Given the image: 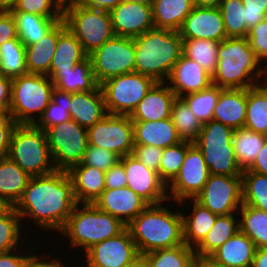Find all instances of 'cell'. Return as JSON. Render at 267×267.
<instances>
[{
    "label": "cell",
    "instance_id": "obj_1",
    "mask_svg": "<svg viewBox=\"0 0 267 267\" xmlns=\"http://www.w3.org/2000/svg\"><path fill=\"white\" fill-rule=\"evenodd\" d=\"M78 204L73 182L67 171L56 170L43 176L29 179L20 200L13 207L24 220L43 232L60 231ZM30 217V219H29Z\"/></svg>",
    "mask_w": 267,
    "mask_h": 267
},
{
    "label": "cell",
    "instance_id": "obj_2",
    "mask_svg": "<svg viewBox=\"0 0 267 267\" xmlns=\"http://www.w3.org/2000/svg\"><path fill=\"white\" fill-rule=\"evenodd\" d=\"M167 202L148 205L126 226L139 254L185 244L180 209L168 208Z\"/></svg>",
    "mask_w": 267,
    "mask_h": 267
},
{
    "label": "cell",
    "instance_id": "obj_3",
    "mask_svg": "<svg viewBox=\"0 0 267 267\" xmlns=\"http://www.w3.org/2000/svg\"><path fill=\"white\" fill-rule=\"evenodd\" d=\"M265 67L246 37L226 38L218 46V61L211 82L225 89H249L261 82Z\"/></svg>",
    "mask_w": 267,
    "mask_h": 267
},
{
    "label": "cell",
    "instance_id": "obj_4",
    "mask_svg": "<svg viewBox=\"0 0 267 267\" xmlns=\"http://www.w3.org/2000/svg\"><path fill=\"white\" fill-rule=\"evenodd\" d=\"M134 72L165 82L182 56V38L179 31L152 28L135 39Z\"/></svg>",
    "mask_w": 267,
    "mask_h": 267
},
{
    "label": "cell",
    "instance_id": "obj_5",
    "mask_svg": "<svg viewBox=\"0 0 267 267\" xmlns=\"http://www.w3.org/2000/svg\"><path fill=\"white\" fill-rule=\"evenodd\" d=\"M125 228L118 218L100 210L94 203H78L58 233L67 238L68 246L78 248L81 253V249L85 252L94 244L117 236Z\"/></svg>",
    "mask_w": 267,
    "mask_h": 267
},
{
    "label": "cell",
    "instance_id": "obj_6",
    "mask_svg": "<svg viewBox=\"0 0 267 267\" xmlns=\"http://www.w3.org/2000/svg\"><path fill=\"white\" fill-rule=\"evenodd\" d=\"M54 85L43 74L26 73L12 79L9 112L17 124L35 125L52 100Z\"/></svg>",
    "mask_w": 267,
    "mask_h": 267
},
{
    "label": "cell",
    "instance_id": "obj_7",
    "mask_svg": "<svg viewBox=\"0 0 267 267\" xmlns=\"http://www.w3.org/2000/svg\"><path fill=\"white\" fill-rule=\"evenodd\" d=\"M8 157L30 177L56 171L45 131L33 124H17L12 132Z\"/></svg>",
    "mask_w": 267,
    "mask_h": 267
},
{
    "label": "cell",
    "instance_id": "obj_8",
    "mask_svg": "<svg viewBox=\"0 0 267 267\" xmlns=\"http://www.w3.org/2000/svg\"><path fill=\"white\" fill-rule=\"evenodd\" d=\"M234 130L221 122L210 120L203 124L197 139L193 142L201 151L209 174L241 176L233 148Z\"/></svg>",
    "mask_w": 267,
    "mask_h": 267
},
{
    "label": "cell",
    "instance_id": "obj_9",
    "mask_svg": "<svg viewBox=\"0 0 267 267\" xmlns=\"http://www.w3.org/2000/svg\"><path fill=\"white\" fill-rule=\"evenodd\" d=\"M62 20L87 55L115 36L110 12L84 7L74 0L64 1Z\"/></svg>",
    "mask_w": 267,
    "mask_h": 267
},
{
    "label": "cell",
    "instance_id": "obj_10",
    "mask_svg": "<svg viewBox=\"0 0 267 267\" xmlns=\"http://www.w3.org/2000/svg\"><path fill=\"white\" fill-rule=\"evenodd\" d=\"M155 83L136 72L107 79L100 84L107 114L130 116Z\"/></svg>",
    "mask_w": 267,
    "mask_h": 267
},
{
    "label": "cell",
    "instance_id": "obj_11",
    "mask_svg": "<svg viewBox=\"0 0 267 267\" xmlns=\"http://www.w3.org/2000/svg\"><path fill=\"white\" fill-rule=\"evenodd\" d=\"M56 170L68 171L81 163L88 147L87 129L70 119L45 130Z\"/></svg>",
    "mask_w": 267,
    "mask_h": 267
},
{
    "label": "cell",
    "instance_id": "obj_12",
    "mask_svg": "<svg viewBox=\"0 0 267 267\" xmlns=\"http://www.w3.org/2000/svg\"><path fill=\"white\" fill-rule=\"evenodd\" d=\"M135 40L114 36L88 57L98 85L115 76L134 72Z\"/></svg>",
    "mask_w": 267,
    "mask_h": 267
},
{
    "label": "cell",
    "instance_id": "obj_13",
    "mask_svg": "<svg viewBox=\"0 0 267 267\" xmlns=\"http://www.w3.org/2000/svg\"><path fill=\"white\" fill-rule=\"evenodd\" d=\"M87 132L88 145L109 150L120 158L133 152V122L128 115L107 114Z\"/></svg>",
    "mask_w": 267,
    "mask_h": 267
},
{
    "label": "cell",
    "instance_id": "obj_14",
    "mask_svg": "<svg viewBox=\"0 0 267 267\" xmlns=\"http://www.w3.org/2000/svg\"><path fill=\"white\" fill-rule=\"evenodd\" d=\"M194 199L218 216L238 213L242 205V177L210 174Z\"/></svg>",
    "mask_w": 267,
    "mask_h": 267
},
{
    "label": "cell",
    "instance_id": "obj_15",
    "mask_svg": "<svg viewBox=\"0 0 267 267\" xmlns=\"http://www.w3.org/2000/svg\"><path fill=\"white\" fill-rule=\"evenodd\" d=\"M209 175L201 151L194 143L187 141V152L180 171L167 186L169 201L194 199L202 191Z\"/></svg>",
    "mask_w": 267,
    "mask_h": 267
},
{
    "label": "cell",
    "instance_id": "obj_16",
    "mask_svg": "<svg viewBox=\"0 0 267 267\" xmlns=\"http://www.w3.org/2000/svg\"><path fill=\"white\" fill-rule=\"evenodd\" d=\"M82 253L86 267H125L139 254L127 228Z\"/></svg>",
    "mask_w": 267,
    "mask_h": 267
},
{
    "label": "cell",
    "instance_id": "obj_17",
    "mask_svg": "<svg viewBox=\"0 0 267 267\" xmlns=\"http://www.w3.org/2000/svg\"><path fill=\"white\" fill-rule=\"evenodd\" d=\"M119 161L124 166L129 189L149 205L169 201L167 185L160 179L158 172L146 167L132 154L123 156Z\"/></svg>",
    "mask_w": 267,
    "mask_h": 267
},
{
    "label": "cell",
    "instance_id": "obj_18",
    "mask_svg": "<svg viewBox=\"0 0 267 267\" xmlns=\"http://www.w3.org/2000/svg\"><path fill=\"white\" fill-rule=\"evenodd\" d=\"M110 15L115 36L135 39L154 28L151 5L122 0Z\"/></svg>",
    "mask_w": 267,
    "mask_h": 267
},
{
    "label": "cell",
    "instance_id": "obj_19",
    "mask_svg": "<svg viewBox=\"0 0 267 267\" xmlns=\"http://www.w3.org/2000/svg\"><path fill=\"white\" fill-rule=\"evenodd\" d=\"M179 33L182 40L204 39L221 42L228 38L219 8L194 6Z\"/></svg>",
    "mask_w": 267,
    "mask_h": 267
},
{
    "label": "cell",
    "instance_id": "obj_20",
    "mask_svg": "<svg viewBox=\"0 0 267 267\" xmlns=\"http://www.w3.org/2000/svg\"><path fill=\"white\" fill-rule=\"evenodd\" d=\"M165 83L177 98L207 89L212 84L211 75L196 61L183 54L173 66Z\"/></svg>",
    "mask_w": 267,
    "mask_h": 267
},
{
    "label": "cell",
    "instance_id": "obj_21",
    "mask_svg": "<svg viewBox=\"0 0 267 267\" xmlns=\"http://www.w3.org/2000/svg\"><path fill=\"white\" fill-rule=\"evenodd\" d=\"M94 204L126 226L149 205L128 187L105 189Z\"/></svg>",
    "mask_w": 267,
    "mask_h": 267
},
{
    "label": "cell",
    "instance_id": "obj_22",
    "mask_svg": "<svg viewBox=\"0 0 267 267\" xmlns=\"http://www.w3.org/2000/svg\"><path fill=\"white\" fill-rule=\"evenodd\" d=\"M175 93L165 82H156L130 115L132 121H157L170 118Z\"/></svg>",
    "mask_w": 267,
    "mask_h": 267
},
{
    "label": "cell",
    "instance_id": "obj_23",
    "mask_svg": "<svg viewBox=\"0 0 267 267\" xmlns=\"http://www.w3.org/2000/svg\"><path fill=\"white\" fill-rule=\"evenodd\" d=\"M255 251L254 242L239 230L207 260L218 267H251Z\"/></svg>",
    "mask_w": 267,
    "mask_h": 267
},
{
    "label": "cell",
    "instance_id": "obj_24",
    "mask_svg": "<svg viewBox=\"0 0 267 267\" xmlns=\"http://www.w3.org/2000/svg\"><path fill=\"white\" fill-rule=\"evenodd\" d=\"M70 118L88 129L107 115L100 85L88 92L71 94Z\"/></svg>",
    "mask_w": 267,
    "mask_h": 267
},
{
    "label": "cell",
    "instance_id": "obj_25",
    "mask_svg": "<svg viewBox=\"0 0 267 267\" xmlns=\"http://www.w3.org/2000/svg\"><path fill=\"white\" fill-rule=\"evenodd\" d=\"M247 89H225L220 91L212 119L231 127L243 128L246 119Z\"/></svg>",
    "mask_w": 267,
    "mask_h": 267
},
{
    "label": "cell",
    "instance_id": "obj_26",
    "mask_svg": "<svg viewBox=\"0 0 267 267\" xmlns=\"http://www.w3.org/2000/svg\"><path fill=\"white\" fill-rule=\"evenodd\" d=\"M67 172L72 179L78 203H94L106 189L105 171L101 169L79 163Z\"/></svg>",
    "mask_w": 267,
    "mask_h": 267
},
{
    "label": "cell",
    "instance_id": "obj_27",
    "mask_svg": "<svg viewBox=\"0 0 267 267\" xmlns=\"http://www.w3.org/2000/svg\"><path fill=\"white\" fill-rule=\"evenodd\" d=\"M66 28L65 22L61 20L37 43L25 47L28 73L43 74L49 77L50 64L56 51L59 35Z\"/></svg>",
    "mask_w": 267,
    "mask_h": 267
},
{
    "label": "cell",
    "instance_id": "obj_28",
    "mask_svg": "<svg viewBox=\"0 0 267 267\" xmlns=\"http://www.w3.org/2000/svg\"><path fill=\"white\" fill-rule=\"evenodd\" d=\"M188 201L192 203L190 208L192 211L189 214L187 211L184 213L181 211L183 218V239L188 247L194 249L213 227L218 215L203 207L195 199H185L174 204L181 205L182 207ZM186 212L187 215L185 214Z\"/></svg>",
    "mask_w": 267,
    "mask_h": 267
},
{
    "label": "cell",
    "instance_id": "obj_29",
    "mask_svg": "<svg viewBox=\"0 0 267 267\" xmlns=\"http://www.w3.org/2000/svg\"><path fill=\"white\" fill-rule=\"evenodd\" d=\"M132 122L134 144L153 145L164 149L182 141L170 118L157 121Z\"/></svg>",
    "mask_w": 267,
    "mask_h": 267
},
{
    "label": "cell",
    "instance_id": "obj_30",
    "mask_svg": "<svg viewBox=\"0 0 267 267\" xmlns=\"http://www.w3.org/2000/svg\"><path fill=\"white\" fill-rule=\"evenodd\" d=\"M31 177L9 157L0 160V201L14 207Z\"/></svg>",
    "mask_w": 267,
    "mask_h": 267
},
{
    "label": "cell",
    "instance_id": "obj_31",
    "mask_svg": "<svg viewBox=\"0 0 267 267\" xmlns=\"http://www.w3.org/2000/svg\"><path fill=\"white\" fill-rule=\"evenodd\" d=\"M88 55L75 35L66 28L58 38L56 51L52 58L49 78L52 79L59 71L72 70L75 65L85 60Z\"/></svg>",
    "mask_w": 267,
    "mask_h": 267
},
{
    "label": "cell",
    "instance_id": "obj_32",
    "mask_svg": "<svg viewBox=\"0 0 267 267\" xmlns=\"http://www.w3.org/2000/svg\"><path fill=\"white\" fill-rule=\"evenodd\" d=\"M151 6L155 28L179 31L194 3L193 0H153Z\"/></svg>",
    "mask_w": 267,
    "mask_h": 267
},
{
    "label": "cell",
    "instance_id": "obj_33",
    "mask_svg": "<svg viewBox=\"0 0 267 267\" xmlns=\"http://www.w3.org/2000/svg\"><path fill=\"white\" fill-rule=\"evenodd\" d=\"M237 216H239L238 213L217 216L213 227L194 248L197 259H207L240 230L239 218L237 219Z\"/></svg>",
    "mask_w": 267,
    "mask_h": 267
},
{
    "label": "cell",
    "instance_id": "obj_34",
    "mask_svg": "<svg viewBox=\"0 0 267 267\" xmlns=\"http://www.w3.org/2000/svg\"><path fill=\"white\" fill-rule=\"evenodd\" d=\"M51 80L55 88L70 94L92 91L98 86L89 57L72 70L59 71Z\"/></svg>",
    "mask_w": 267,
    "mask_h": 267
},
{
    "label": "cell",
    "instance_id": "obj_35",
    "mask_svg": "<svg viewBox=\"0 0 267 267\" xmlns=\"http://www.w3.org/2000/svg\"><path fill=\"white\" fill-rule=\"evenodd\" d=\"M16 21L18 39L28 46L37 43L40 39L63 18H46L27 12H11Z\"/></svg>",
    "mask_w": 267,
    "mask_h": 267
},
{
    "label": "cell",
    "instance_id": "obj_36",
    "mask_svg": "<svg viewBox=\"0 0 267 267\" xmlns=\"http://www.w3.org/2000/svg\"><path fill=\"white\" fill-rule=\"evenodd\" d=\"M244 128L267 136V89L261 83L247 89Z\"/></svg>",
    "mask_w": 267,
    "mask_h": 267
},
{
    "label": "cell",
    "instance_id": "obj_37",
    "mask_svg": "<svg viewBox=\"0 0 267 267\" xmlns=\"http://www.w3.org/2000/svg\"><path fill=\"white\" fill-rule=\"evenodd\" d=\"M266 139V135L253 132L244 127L234 130L232 143L236 160L242 171L252 165Z\"/></svg>",
    "mask_w": 267,
    "mask_h": 267
},
{
    "label": "cell",
    "instance_id": "obj_38",
    "mask_svg": "<svg viewBox=\"0 0 267 267\" xmlns=\"http://www.w3.org/2000/svg\"><path fill=\"white\" fill-rule=\"evenodd\" d=\"M238 214L239 228L255 244L256 249L267 247V213L242 204Z\"/></svg>",
    "mask_w": 267,
    "mask_h": 267
},
{
    "label": "cell",
    "instance_id": "obj_39",
    "mask_svg": "<svg viewBox=\"0 0 267 267\" xmlns=\"http://www.w3.org/2000/svg\"><path fill=\"white\" fill-rule=\"evenodd\" d=\"M22 227L21 217L13 207H6L0 212V253L20 248V245L23 246L22 248L25 247V244L31 245L30 243H25L26 240L24 239L27 236L24 235H26L25 230L27 228L24 229Z\"/></svg>",
    "mask_w": 267,
    "mask_h": 267
},
{
    "label": "cell",
    "instance_id": "obj_40",
    "mask_svg": "<svg viewBox=\"0 0 267 267\" xmlns=\"http://www.w3.org/2000/svg\"><path fill=\"white\" fill-rule=\"evenodd\" d=\"M150 267H194L197 260L193 248L186 244L144 254Z\"/></svg>",
    "mask_w": 267,
    "mask_h": 267
},
{
    "label": "cell",
    "instance_id": "obj_41",
    "mask_svg": "<svg viewBox=\"0 0 267 267\" xmlns=\"http://www.w3.org/2000/svg\"><path fill=\"white\" fill-rule=\"evenodd\" d=\"M220 42L204 39L182 40L183 55L196 61L209 75L216 70Z\"/></svg>",
    "mask_w": 267,
    "mask_h": 267
},
{
    "label": "cell",
    "instance_id": "obj_42",
    "mask_svg": "<svg viewBox=\"0 0 267 267\" xmlns=\"http://www.w3.org/2000/svg\"><path fill=\"white\" fill-rule=\"evenodd\" d=\"M26 73L24 44L18 38L3 43L0 46V75L13 79Z\"/></svg>",
    "mask_w": 267,
    "mask_h": 267
},
{
    "label": "cell",
    "instance_id": "obj_43",
    "mask_svg": "<svg viewBox=\"0 0 267 267\" xmlns=\"http://www.w3.org/2000/svg\"><path fill=\"white\" fill-rule=\"evenodd\" d=\"M170 119L181 140L192 143L197 139L203 126L182 98L174 100Z\"/></svg>",
    "mask_w": 267,
    "mask_h": 267
},
{
    "label": "cell",
    "instance_id": "obj_44",
    "mask_svg": "<svg viewBox=\"0 0 267 267\" xmlns=\"http://www.w3.org/2000/svg\"><path fill=\"white\" fill-rule=\"evenodd\" d=\"M242 204L267 213V175L253 171L242 172Z\"/></svg>",
    "mask_w": 267,
    "mask_h": 267
},
{
    "label": "cell",
    "instance_id": "obj_45",
    "mask_svg": "<svg viewBox=\"0 0 267 267\" xmlns=\"http://www.w3.org/2000/svg\"><path fill=\"white\" fill-rule=\"evenodd\" d=\"M222 89L211 84L207 89L186 94L181 98L203 125L212 120L213 111Z\"/></svg>",
    "mask_w": 267,
    "mask_h": 267
},
{
    "label": "cell",
    "instance_id": "obj_46",
    "mask_svg": "<svg viewBox=\"0 0 267 267\" xmlns=\"http://www.w3.org/2000/svg\"><path fill=\"white\" fill-rule=\"evenodd\" d=\"M71 94L54 87L52 100L49 102L42 117L35 124L38 128L46 130L50 126L58 125L70 120Z\"/></svg>",
    "mask_w": 267,
    "mask_h": 267
},
{
    "label": "cell",
    "instance_id": "obj_47",
    "mask_svg": "<svg viewBox=\"0 0 267 267\" xmlns=\"http://www.w3.org/2000/svg\"><path fill=\"white\" fill-rule=\"evenodd\" d=\"M224 22L227 37H247L248 27L245 24V10L241 0H223L218 7Z\"/></svg>",
    "mask_w": 267,
    "mask_h": 267
},
{
    "label": "cell",
    "instance_id": "obj_48",
    "mask_svg": "<svg viewBox=\"0 0 267 267\" xmlns=\"http://www.w3.org/2000/svg\"><path fill=\"white\" fill-rule=\"evenodd\" d=\"M187 152V141L163 149L159 177L168 186L178 175Z\"/></svg>",
    "mask_w": 267,
    "mask_h": 267
},
{
    "label": "cell",
    "instance_id": "obj_49",
    "mask_svg": "<svg viewBox=\"0 0 267 267\" xmlns=\"http://www.w3.org/2000/svg\"><path fill=\"white\" fill-rule=\"evenodd\" d=\"M65 0H17L11 12H27L46 18H63Z\"/></svg>",
    "mask_w": 267,
    "mask_h": 267
},
{
    "label": "cell",
    "instance_id": "obj_50",
    "mask_svg": "<svg viewBox=\"0 0 267 267\" xmlns=\"http://www.w3.org/2000/svg\"><path fill=\"white\" fill-rule=\"evenodd\" d=\"M119 160L120 157L109 150L88 145L81 164L107 171L110 167H113Z\"/></svg>",
    "mask_w": 267,
    "mask_h": 267
},
{
    "label": "cell",
    "instance_id": "obj_51",
    "mask_svg": "<svg viewBox=\"0 0 267 267\" xmlns=\"http://www.w3.org/2000/svg\"><path fill=\"white\" fill-rule=\"evenodd\" d=\"M251 49L259 61L267 67V17L259 24L251 27L247 34Z\"/></svg>",
    "mask_w": 267,
    "mask_h": 267
},
{
    "label": "cell",
    "instance_id": "obj_52",
    "mask_svg": "<svg viewBox=\"0 0 267 267\" xmlns=\"http://www.w3.org/2000/svg\"><path fill=\"white\" fill-rule=\"evenodd\" d=\"M163 149L153 145L134 144L132 155L140 160L146 167L159 174L160 160Z\"/></svg>",
    "mask_w": 267,
    "mask_h": 267
},
{
    "label": "cell",
    "instance_id": "obj_53",
    "mask_svg": "<svg viewBox=\"0 0 267 267\" xmlns=\"http://www.w3.org/2000/svg\"><path fill=\"white\" fill-rule=\"evenodd\" d=\"M245 10V24L248 29L267 17V0H241Z\"/></svg>",
    "mask_w": 267,
    "mask_h": 267
},
{
    "label": "cell",
    "instance_id": "obj_54",
    "mask_svg": "<svg viewBox=\"0 0 267 267\" xmlns=\"http://www.w3.org/2000/svg\"><path fill=\"white\" fill-rule=\"evenodd\" d=\"M32 250L34 251L25 259L22 267H65L67 266L66 263L63 261V259H61L60 256H58L59 258L57 259L56 257H52L53 251L50 254H45L41 256L40 254H35V251H37V249L35 250L32 247ZM40 255V256H39ZM45 256V257H44Z\"/></svg>",
    "mask_w": 267,
    "mask_h": 267
},
{
    "label": "cell",
    "instance_id": "obj_55",
    "mask_svg": "<svg viewBox=\"0 0 267 267\" xmlns=\"http://www.w3.org/2000/svg\"><path fill=\"white\" fill-rule=\"evenodd\" d=\"M127 187V178L123 164L118 161L113 167L105 171V188L115 189Z\"/></svg>",
    "mask_w": 267,
    "mask_h": 267
},
{
    "label": "cell",
    "instance_id": "obj_56",
    "mask_svg": "<svg viewBox=\"0 0 267 267\" xmlns=\"http://www.w3.org/2000/svg\"><path fill=\"white\" fill-rule=\"evenodd\" d=\"M25 247L24 249L20 247V249L0 253V267H22L25 259L33 252L29 245H25Z\"/></svg>",
    "mask_w": 267,
    "mask_h": 267
},
{
    "label": "cell",
    "instance_id": "obj_57",
    "mask_svg": "<svg viewBox=\"0 0 267 267\" xmlns=\"http://www.w3.org/2000/svg\"><path fill=\"white\" fill-rule=\"evenodd\" d=\"M18 38L16 21L11 12H0V46Z\"/></svg>",
    "mask_w": 267,
    "mask_h": 267
},
{
    "label": "cell",
    "instance_id": "obj_58",
    "mask_svg": "<svg viewBox=\"0 0 267 267\" xmlns=\"http://www.w3.org/2000/svg\"><path fill=\"white\" fill-rule=\"evenodd\" d=\"M77 4L91 9L111 12L122 0H74Z\"/></svg>",
    "mask_w": 267,
    "mask_h": 267
},
{
    "label": "cell",
    "instance_id": "obj_59",
    "mask_svg": "<svg viewBox=\"0 0 267 267\" xmlns=\"http://www.w3.org/2000/svg\"><path fill=\"white\" fill-rule=\"evenodd\" d=\"M247 170L261 175H267V139L265 140L261 150L258 152L252 165Z\"/></svg>",
    "mask_w": 267,
    "mask_h": 267
},
{
    "label": "cell",
    "instance_id": "obj_60",
    "mask_svg": "<svg viewBox=\"0 0 267 267\" xmlns=\"http://www.w3.org/2000/svg\"><path fill=\"white\" fill-rule=\"evenodd\" d=\"M15 127H0V160L8 157L12 132Z\"/></svg>",
    "mask_w": 267,
    "mask_h": 267
},
{
    "label": "cell",
    "instance_id": "obj_61",
    "mask_svg": "<svg viewBox=\"0 0 267 267\" xmlns=\"http://www.w3.org/2000/svg\"><path fill=\"white\" fill-rule=\"evenodd\" d=\"M12 78L0 75V99H11Z\"/></svg>",
    "mask_w": 267,
    "mask_h": 267
},
{
    "label": "cell",
    "instance_id": "obj_62",
    "mask_svg": "<svg viewBox=\"0 0 267 267\" xmlns=\"http://www.w3.org/2000/svg\"><path fill=\"white\" fill-rule=\"evenodd\" d=\"M251 267H267V247L256 249Z\"/></svg>",
    "mask_w": 267,
    "mask_h": 267
},
{
    "label": "cell",
    "instance_id": "obj_63",
    "mask_svg": "<svg viewBox=\"0 0 267 267\" xmlns=\"http://www.w3.org/2000/svg\"><path fill=\"white\" fill-rule=\"evenodd\" d=\"M125 267H150L147 257L144 254H138L129 264Z\"/></svg>",
    "mask_w": 267,
    "mask_h": 267
},
{
    "label": "cell",
    "instance_id": "obj_64",
    "mask_svg": "<svg viewBox=\"0 0 267 267\" xmlns=\"http://www.w3.org/2000/svg\"><path fill=\"white\" fill-rule=\"evenodd\" d=\"M223 0H193L194 6L218 8Z\"/></svg>",
    "mask_w": 267,
    "mask_h": 267
},
{
    "label": "cell",
    "instance_id": "obj_65",
    "mask_svg": "<svg viewBox=\"0 0 267 267\" xmlns=\"http://www.w3.org/2000/svg\"><path fill=\"white\" fill-rule=\"evenodd\" d=\"M17 0H0V12H11Z\"/></svg>",
    "mask_w": 267,
    "mask_h": 267
},
{
    "label": "cell",
    "instance_id": "obj_66",
    "mask_svg": "<svg viewBox=\"0 0 267 267\" xmlns=\"http://www.w3.org/2000/svg\"><path fill=\"white\" fill-rule=\"evenodd\" d=\"M17 123L10 115H0V127H15Z\"/></svg>",
    "mask_w": 267,
    "mask_h": 267
},
{
    "label": "cell",
    "instance_id": "obj_67",
    "mask_svg": "<svg viewBox=\"0 0 267 267\" xmlns=\"http://www.w3.org/2000/svg\"><path fill=\"white\" fill-rule=\"evenodd\" d=\"M10 102L11 99H0V115H10Z\"/></svg>",
    "mask_w": 267,
    "mask_h": 267
},
{
    "label": "cell",
    "instance_id": "obj_68",
    "mask_svg": "<svg viewBox=\"0 0 267 267\" xmlns=\"http://www.w3.org/2000/svg\"><path fill=\"white\" fill-rule=\"evenodd\" d=\"M194 267H218V266L212 264L207 259H197L196 262H195Z\"/></svg>",
    "mask_w": 267,
    "mask_h": 267
},
{
    "label": "cell",
    "instance_id": "obj_69",
    "mask_svg": "<svg viewBox=\"0 0 267 267\" xmlns=\"http://www.w3.org/2000/svg\"><path fill=\"white\" fill-rule=\"evenodd\" d=\"M133 3H142L145 5H152L153 0H126Z\"/></svg>",
    "mask_w": 267,
    "mask_h": 267
},
{
    "label": "cell",
    "instance_id": "obj_70",
    "mask_svg": "<svg viewBox=\"0 0 267 267\" xmlns=\"http://www.w3.org/2000/svg\"><path fill=\"white\" fill-rule=\"evenodd\" d=\"M6 206L0 201V212L3 211Z\"/></svg>",
    "mask_w": 267,
    "mask_h": 267
},
{
    "label": "cell",
    "instance_id": "obj_71",
    "mask_svg": "<svg viewBox=\"0 0 267 267\" xmlns=\"http://www.w3.org/2000/svg\"><path fill=\"white\" fill-rule=\"evenodd\" d=\"M262 82H260L266 89H267V80H261Z\"/></svg>",
    "mask_w": 267,
    "mask_h": 267
},
{
    "label": "cell",
    "instance_id": "obj_72",
    "mask_svg": "<svg viewBox=\"0 0 267 267\" xmlns=\"http://www.w3.org/2000/svg\"><path fill=\"white\" fill-rule=\"evenodd\" d=\"M263 78L264 79H260V80H267V67L265 68V76Z\"/></svg>",
    "mask_w": 267,
    "mask_h": 267
}]
</instances>
